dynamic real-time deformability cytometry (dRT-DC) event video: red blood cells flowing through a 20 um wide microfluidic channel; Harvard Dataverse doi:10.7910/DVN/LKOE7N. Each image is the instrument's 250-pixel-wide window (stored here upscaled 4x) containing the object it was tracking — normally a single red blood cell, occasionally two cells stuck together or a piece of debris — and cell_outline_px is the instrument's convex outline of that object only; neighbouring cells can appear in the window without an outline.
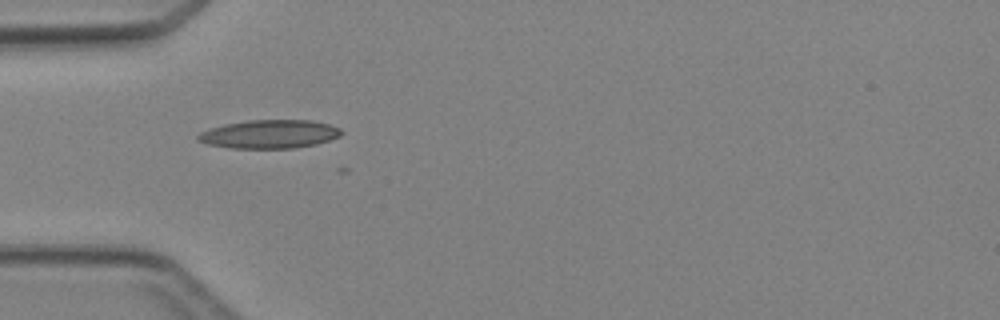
{"species": "Egyptian fruit bat (a non-hibernating species)", "species_latin": "Rousettus aegyptiacus", "temperature_condition": "cold", "stored_images_in_passage": 6, "camera_frame_rate_fps": 3000, "um_per_image_px": 0.085, "animal": {"sex": "female"}, "frame": {"image": 1, "passage_image": 5, "time_ms": 4.667, "image_size_px": [1000, 320], "cell_outline_px": [[344, 132], [340, 136], [316, 144], [292, 148], [232, 148], [208, 144], [196, 140], [196, 136], [200, 132], [224, 124], [248, 120], [312, 120], [328, 124], [340, 128]], "centroid_in_image_um": [22.91, 11.39], "position_along_channel_um": 62.1, "area_um2": 23.76}}